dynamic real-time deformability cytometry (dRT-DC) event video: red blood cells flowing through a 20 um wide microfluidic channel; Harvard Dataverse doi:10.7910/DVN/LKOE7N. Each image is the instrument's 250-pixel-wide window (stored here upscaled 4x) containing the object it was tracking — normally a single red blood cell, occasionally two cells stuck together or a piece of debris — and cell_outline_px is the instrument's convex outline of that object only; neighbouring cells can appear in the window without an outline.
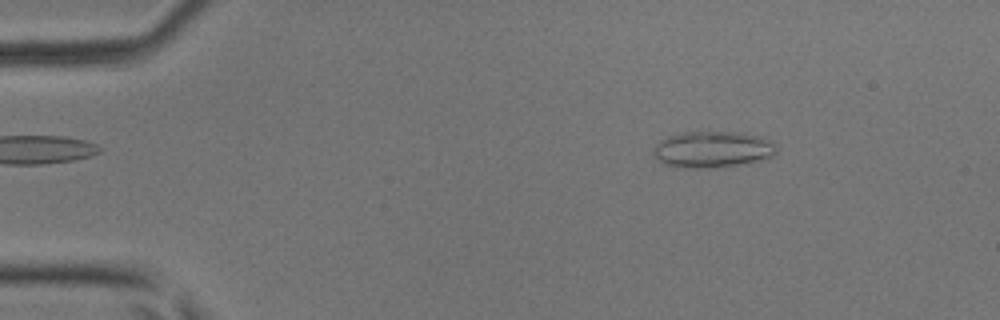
{"species": "common noctule bat (a hibernating species)", "species_latin": "Nyctalus noctula", "temperature_condition": "room temperature", "stored_images_in_passage": 3, "camera_frame_rate_fps": 3000, "um_per_image_px": 0.085, "animal": {"sex": "male", "body_mass_g": 17.9, "forearm_length_mm": 54.2}, "frame": {"image": 1, "passage_image": 1, "time_ms": 0.0, "image_size_px": [1000, 320], "cell_outline_px": [[776, 152], [772, 156], [740, 164], [716, 168], [680, 168], [664, 164], [652, 156], [652, 148], [660, 140], [668, 136], [684, 132], [744, 132], [760, 136], [772, 140], [776, 144]], "centroid_in_image_um": [60.53, 12.7], "position_along_channel_um": 24.5, "area_um2": 26.41}}